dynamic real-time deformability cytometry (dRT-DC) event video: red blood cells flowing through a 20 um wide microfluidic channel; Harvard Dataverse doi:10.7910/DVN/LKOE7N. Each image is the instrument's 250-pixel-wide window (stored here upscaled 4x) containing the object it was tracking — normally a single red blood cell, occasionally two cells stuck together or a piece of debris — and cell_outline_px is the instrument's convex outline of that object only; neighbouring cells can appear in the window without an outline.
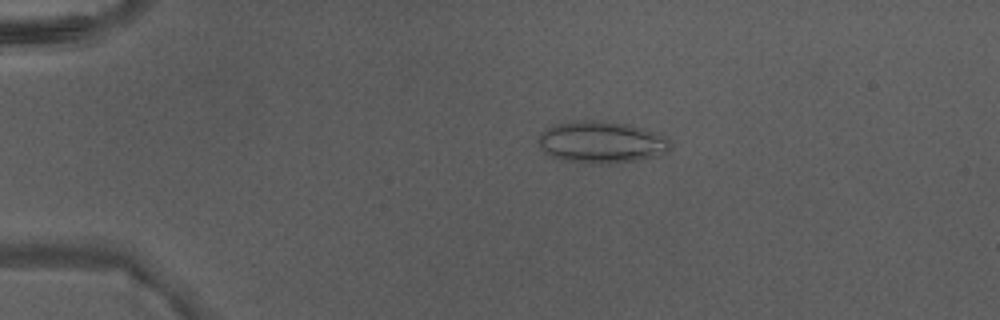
{"species": "Egyptian fruit bat (a non-hibernating species)", "species_latin": "Rousettus aegyptiacus", "temperature_condition": "warm", "stored_images_in_passage": 48, "camera_frame_rate_fps": 3000, "um_per_image_px": 0.085, "animal": {"sex": "male"}, "frame": {"image": 1, "passage_image": 11, "time_ms": 3.333, "image_size_px": [1000, 320], "cell_outline_px": [[672, 144], [664, 152], [656, 156], [636, 160], [604, 164], [600, 164], [564, 160], [548, 156], [544, 152], [536, 140], [540, 132], [552, 124], [572, 120], [604, 120], [628, 124], [664, 136]], "centroid_in_image_um": [51.02, 12.06], "position_along_channel_um": 34.0, "area_um2": 32.31}}
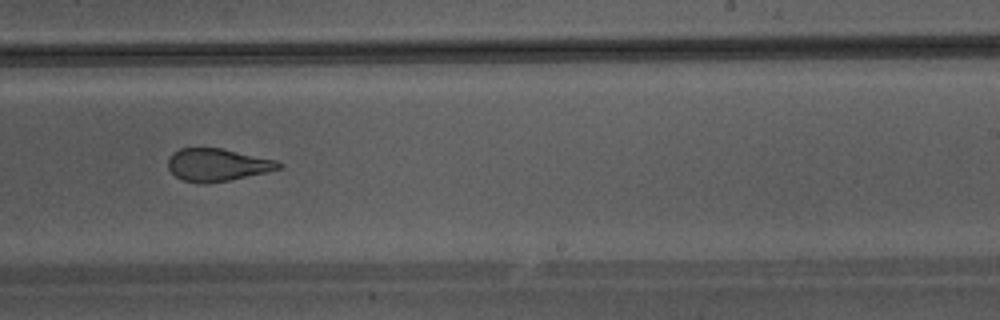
{"frame": {"image": 2, "passage_image": 31, "time_ms": 10.0, "image_size_px": [1000, 320], "cell_outline_px": [[284, 164], [280, 168], [268, 172], [228, 180], [204, 184], [184, 180], [176, 176], [168, 168], [168, 160], [172, 152], [180, 148], [220, 148], [276, 160]], "centroid_in_image_um": [18.47, 14.01], "position_along_channel_um": 270.5, "area_um2": 20.87}}
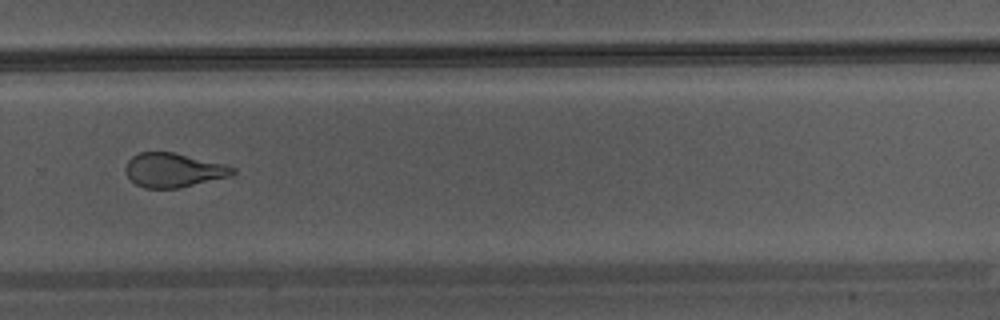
{"frame": {"image": 3, "passage_image": 34, "time_ms": 11.0, "image_size_px": [1000, 320], "cell_outline_px": [[236, 172], [232, 176], [180, 188], [144, 188], [136, 184], [124, 172], [124, 168], [128, 160], [132, 156], [140, 152], [172, 152], [224, 164], [236, 168]], "centroid_in_image_um": [14.75, 14.47], "position_along_channel_um": 315.1, "area_um2": 21.39}}